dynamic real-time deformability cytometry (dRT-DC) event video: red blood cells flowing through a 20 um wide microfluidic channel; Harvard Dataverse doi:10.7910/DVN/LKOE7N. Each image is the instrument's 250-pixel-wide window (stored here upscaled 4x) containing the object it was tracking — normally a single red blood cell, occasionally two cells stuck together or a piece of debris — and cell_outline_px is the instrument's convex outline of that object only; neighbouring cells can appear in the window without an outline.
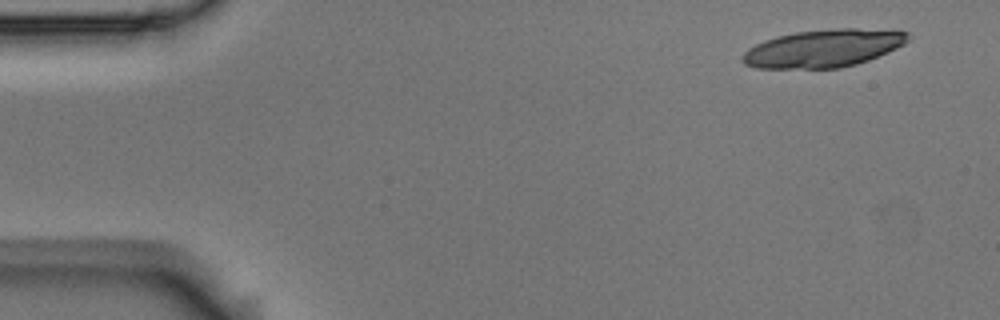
{"species": "Egyptian fruit bat (a non-hibernating species)", "species_latin": "Rousettus aegyptiacus", "temperature_condition": "room temperature", "stored_images_in_passage": 7, "camera_frame_rate_fps": 3000, "um_per_image_px": 0.085, "animal": {"sex": "male"}, "frame": {"image": 1, "passage_image": 1, "time_ms": 0.0, "image_size_px": [1000, 320], "cell_outline_px": [[912, 36], [904, 44], [888, 52], [868, 60], [856, 64], [840, 68], [756, 68], [744, 64], [740, 60], [744, 52], [748, 48], [764, 40], [776, 36], [796, 32], [832, 28], [856, 28], [908, 32]], "centroid_in_image_um": [69.97, 4.11], "position_along_channel_um": 15.0, "area_um2": 36.47}}
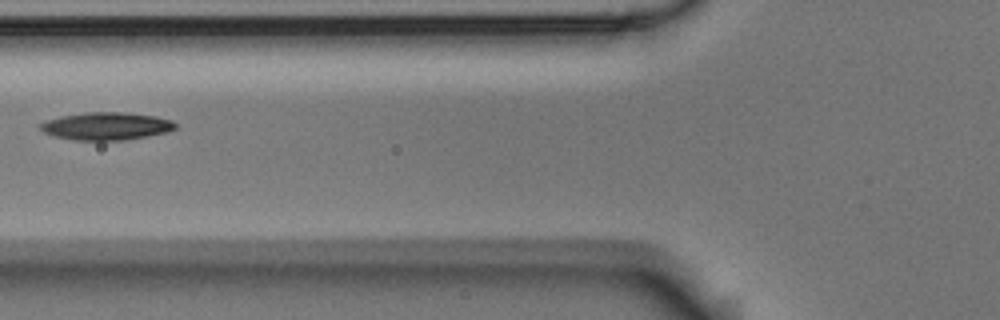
{"frame": {"image": 2, "passage_image": 6, "time_ms": 1.667, "image_size_px": [1000, 320], "cell_outline_px": [[176, 128], [164, 132], [148, 136], [124, 140], [72, 140], [52, 136], [44, 132], [40, 128], [40, 124], [48, 120], [60, 116], [84, 112], [124, 112], [156, 116], [172, 120], [176, 124]], "centroid_in_image_um": [9.02, 10.72], "position_along_channel_um": 116.8, "area_um2": 21.79}}
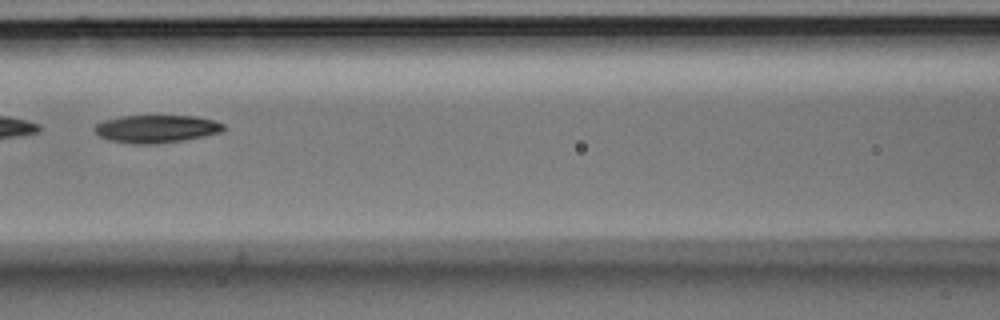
{"frame": {"image": 3, "passage_image": 7, "time_ms": 2.0, "image_size_px": [1000, 320], "cell_outline_px": [[224, 128], [220, 132], [204, 136], [184, 140], [156, 144], [132, 144], [108, 140], [100, 136], [92, 128], [96, 124], [104, 120], [120, 116], [196, 116], [212, 120], [224, 124]], "centroid_in_image_um": [13.25, 10.95], "position_along_channel_um": 153.3, "area_um2": 20.87}}